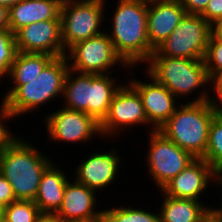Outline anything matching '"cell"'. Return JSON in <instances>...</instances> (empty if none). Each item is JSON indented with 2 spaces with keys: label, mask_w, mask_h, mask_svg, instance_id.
Listing matches in <instances>:
<instances>
[{
  "label": "cell",
  "mask_w": 222,
  "mask_h": 222,
  "mask_svg": "<svg viewBox=\"0 0 222 222\" xmlns=\"http://www.w3.org/2000/svg\"><path fill=\"white\" fill-rule=\"evenodd\" d=\"M85 222H104L103 218H99L97 220L85 221Z\"/></svg>",
  "instance_id": "cell-42"
},
{
  "label": "cell",
  "mask_w": 222,
  "mask_h": 222,
  "mask_svg": "<svg viewBox=\"0 0 222 222\" xmlns=\"http://www.w3.org/2000/svg\"><path fill=\"white\" fill-rule=\"evenodd\" d=\"M5 207L0 204V222L4 220Z\"/></svg>",
  "instance_id": "cell-41"
},
{
  "label": "cell",
  "mask_w": 222,
  "mask_h": 222,
  "mask_svg": "<svg viewBox=\"0 0 222 222\" xmlns=\"http://www.w3.org/2000/svg\"><path fill=\"white\" fill-rule=\"evenodd\" d=\"M15 195L8 180L0 173V204L8 206L15 201Z\"/></svg>",
  "instance_id": "cell-31"
},
{
  "label": "cell",
  "mask_w": 222,
  "mask_h": 222,
  "mask_svg": "<svg viewBox=\"0 0 222 222\" xmlns=\"http://www.w3.org/2000/svg\"><path fill=\"white\" fill-rule=\"evenodd\" d=\"M36 222H62L55 214H42Z\"/></svg>",
  "instance_id": "cell-37"
},
{
  "label": "cell",
  "mask_w": 222,
  "mask_h": 222,
  "mask_svg": "<svg viewBox=\"0 0 222 222\" xmlns=\"http://www.w3.org/2000/svg\"><path fill=\"white\" fill-rule=\"evenodd\" d=\"M203 159L216 171L222 169V117L216 114L211 122L207 149Z\"/></svg>",
  "instance_id": "cell-25"
},
{
  "label": "cell",
  "mask_w": 222,
  "mask_h": 222,
  "mask_svg": "<svg viewBox=\"0 0 222 222\" xmlns=\"http://www.w3.org/2000/svg\"><path fill=\"white\" fill-rule=\"evenodd\" d=\"M211 93H222V73L211 81Z\"/></svg>",
  "instance_id": "cell-36"
},
{
  "label": "cell",
  "mask_w": 222,
  "mask_h": 222,
  "mask_svg": "<svg viewBox=\"0 0 222 222\" xmlns=\"http://www.w3.org/2000/svg\"><path fill=\"white\" fill-rule=\"evenodd\" d=\"M213 26L222 20V0H210L205 10L200 14Z\"/></svg>",
  "instance_id": "cell-30"
},
{
  "label": "cell",
  "mask_w": 222,
  "mask_h": 222,
  "mask_svg": "<svg viewBox=\"0 0 222 222\" xmlns=\"http://www.w3.org/2000/svg\"><path fill=\"white\" fill-rule=\"evenodd\" d=\"M73 179H70L72 182L68 180L62 205L55 215L62 222H85L101 218L103 210L99 209L97 191Z\"/></svg>",
  "instance_id": "cell-16"
},
{
  "label": "cell",
  "mask_w": 222,
  "mask_h": 222,
  "mask_svg": "<svg viewBox=\"0 0 222 222\" xmlns=\"http://www.w3.org/2000/svg\"><path fill=\"white\" fill-rule=\"evenodd\" d=\"M214 172L215 170L203 158H195L184 170L165 185L161 191L165 195L174 198L203 201L201 199L206 198L203 196L207 195L208 191H211L207 189L212 187Z\"/></svg>",
  "instance_id": "cell-15"
},
{
  "label": "cell",
  "mask_w": 222,
  "mask_h": 222,
  "mask_svg": "<svg viewBox=\"0 0 222 222\" xmlns=\"http://www.w3.org/2000/svg\"><path fill=\"white\" fill-rule=\"evenodd\" d=\"M0 105V149L6 147L19 133L11 131L9 126L7 125L9 120L13 122V116L7 110L4 102L1 100ZM7 123V124H6Z\"/></svg>",
  "instance_id": "cell-29"
},
{
  "label": "cell",
  "mask_w": 222,
  "mask_h": 222,
  "mask_svg": "<svg viewBox=\"0 0 222 222\" xmlns=\"http://www.w3.org/2000/svg\"><path fill=\"white\" fill-rule=\"evenodd\" d=\"M112 74H92L91 104H88V115L94 117L99 123L107 116L111 101L122 86ZM120 82V83H118Z\"/></svg>",
  "instance_id": "cell-22"
},
{
  "label": "cell",
  "mask_w": 222,
  "mask_h": 222,
  "mask_svg": "<svg viewBox=\"0 0 222 222\" xmlns=\"http://www.w3.org/2000/svg\"><path fill=\"white\" fill-rule=\"evenodd\" d=\"M199 222H222V220L210 211Z\"/></svg>",
  "instance_id": "cell-39"
},
{
  "label": "cell",
  "mask_w": 222,
  "mask_h": 222,
  "mask_svg": "<svg viewBox=\"0 0 222 222\" xmlns=\"http://www.w3.org/2000/svg\"><path fill=\"white\" fill-rule=\"evenodd\" d=\"M9 28V7L0 4V29Z\"/></svg>",
  "instance_id": "cell-34"
},
{
  "label": "cell",
  "mask_w": 222,
  "mask_h": 222,
  "mask_svg": "<svg viewBox=\"0 0 222 222\" xmlns=\"http://www.w3.org/2000/svg\"><path fill=\"white\" fill-rule=\"evenodd\" d=\"M216 114L211 100L199 103L181 101L158 131L194 158H203L207 149L209 128Z\"/></svg>",
  "instance_id": "cell-5"
},
{
  "label": "cell",
  "mask_w": 222,
  "mask_h": 222,
  "mask_svg": "<svg viewBox=\"0 0 222 222\" xmlns=\"http://www.w3.org/2000/svg\"><path fill=\"white\" fill-rule=\"evenodd\" d=\"M145 65V71L159 84L164 85L179 101L185 97V103L211 100L212 82L208 77L204 60L150 56Z\"/></svg>",
  "instance_id": "cell-4"
},
{
  "label": "cell",
  "mask_w": 222,
  "mask_h": 222,
  "mask_svg": "<svg viewBox=\"0 0 222 222\" xmlns=\"http://www.w3.org/2000/svg\"><path fill=\"white\" fill-rule=\"evenodd\" d=\"M76 74V75H75ZM92 74L80 73L69 69L63 88V106L88 114V104H91Z\"/></svg>",
  "instance_id": "cell-21"
},
{
  "label": "cell",
  "mask_w": 222,
  "mask_h": 222,
  "mask_svg": "<svg viewBox=\"0 0 222 222\" xmlns=\"http://www.w3.org/2000/svg\"><path fill=\"white\" fill-rule=\"evenodd\" d=\"M55 163L43 173L34 200L42 214H55L58 211L63 202L66 184L72 178V175L68 178L65 169Z\"/></svg>",
  "instance_id": "cell-19"
},
{
  "label": "cell",
  "mask_w": 222,
  "mask_h": 222,
  "mask_svg": "<svg viewBox=\"0 0 222 222\" xmlns=\"http://www.w3.org/2000/svg\"><path fill=\"white\" fill-rule=\"evenodd\" d=\"M35 146L17 135L1 150L0 173L11 185L16 200L34 201L43 173L54 162L50 154Z\"/></svg>",
  "instance_id": "cell-3"
},
{
  "label": "cell",
  "mask_w": 222,
  "mask_h": 222,
  "mask_svg": "<svg viewBox=\"0 0 222 222\" xmlns=\"http://www.w3.org/2000/svg\"><path fill=\"white\" fill-rule=\"evenodd\" d=\"M41 215L34 201L15 200L5 206L4 219L7 222H36Z\"/></svg>",
  "instance_id": "cell-26"
},
{
  "label": "cell",
  "mask_w": 222,
  "mask_h": 222,
  "mask_svg": "<svg viewBox=\"0 0 222 222\" xmlns=\"http://www.w3.org/2000/svg\"><path fill=\"white\" fill-rule=\"evenodd\" d=\"M160 192L162 203L157 210L160 222H199L210 212L211 204L207 202L174 198Z\"/></svg>",
  "instance_id": "cell-20"
},
{
  "label": "cell",
  "mask_w": 222,
  "mask_h": 222,
  "mask_svg": "<svg viewBox=\"0 0 222 222\" xmlns=\"http://www.w3.org/2000/svg\"><path fill=\"white\" fill-rule=\"evenodd\" d=\"M208 77L212 81L222 73V42L211 34L204 58Z\"/></svg>",
  "instance_id": "cell-28"
},
{
  "label": "cell",
  "mask_w": 222,
  "mask_h": 222,
  "mask_svg": "<svg viewBox=\"0 0 222 222\" xmlns=\"http://www.w3.org/2000/svg\"><path fill=\"white\" fill-rule=\"evenodd\" d=\"M212 34L222 42V23H216L212 26Z\"/></svg>",
  "instance_id": "cell-38"
},
{
  "label": "cell",
  "mask_w": 222,
  "mask_h": 222,
  "mask_svg": "<svg viewBox=\"0 0 222 222\" xmlns=\"http://www.w3.org/2000/svg\"><path fill=\"white\" fill-rule=\"evenodd\" d=\"M117 149L112 147L109 151L105 148L102 151H92L75 167L73 173L75 180L99 194L102 190L104 192L106 189L110 190V186L116 184L118 178H122L120 174L124 167L123 158L119 156L120 152Z\"/></svg>",
  "instance_id": "cell-12"
},
{
  "label": "cell",
  "mask_w": 222,
  "mask_h": 222,
  "mask_svg": "<svg viewBox=\"0 0 222 222\" xmlns=\"http://www.w3.org/2000/svg\"><path fill=\"white\" fill-rule=\"evenodd\" d=\"M113 11L108 18L110 29L105 31L116 53L129 67L137 69L155 50L148 40V0H118Z\"/></svg>",
  "instance_id": "cell-1"
},
{
  "label": "cell",
  "mask_w": 222,
  "mask_h": 222,
  "mask_svg": "<svg viewBox=\"0 0 222 222\" xmlns=\"http://www.w3.org/2000/svg\"><path fill=\"white\" fill-rule=\"evenodd\" d=\"M62 0H20L9 7V28L15 34L29 24L60 19Z\"/></svg>",
  "instance_id": "cell-18"
},
{
  "label": "cell",
  "mask_w": 222,
  "mask_h": 222,
  "mask_svg": "<svg viewBox=\"0 0 222 222\" xmlns=\"http://www.w3.org/2000/svg\"><path fill=\"white\" fill-rule=\"evenodd\" d=\"M112 206L107 209H103L102 218L104 222H160L159 212L150 211L149 208L143 209L141 206L134 207L125 204L119 207ZM147 209V210H146Z\"/></svg>",
  "instance_id": "cell-24"
},
{
  "label": "cell",
  "mask_w": 222,
  "mask_h": 222,
  "mask_svg": "<svg viewBox=\"0 0 222 222\" xmlns=\"http://www.w3.org/2000/svg\"><path fill=\"white\" fill-rule=\"evenodd\" d=\"M17 53L14 33L10 28L0 29V81L9 75Z\"/></svg>",
  "instance_id": "cell-27"
},
{
  "label": "cell",
  "mask_w": 222,
  "mask_h": 222,
  "mask_svg": "<svg viewBox=\"0 0 222 222\" xmlns=\"http://www.w3.org/2000/svg\"><path fill=\"white\" fill-rule=\"evenodd\" d=\"M210 0H180L186 14L200 15Z\"/></svg>",
  "instance_id": "cell-32"
},
{
  "label": "cell",
  "mask_w": 222,
  "mask_h": 222,
  "mask_svg": "<svg viewBox=\"0 0 222 222\" xmlns=\"http://www.w3.org/2000/svg\"><path fill=\"white\" fill-rule=\"evenodd\" d=\"M145 127L149 132L148 119L138 91L127 81L115 93L107 116L100 123V131L105 139L117 138L132 128ZM147 128V129H146ZM124 131V132H123ZM121 133V134H120ZM109 137V138H108Z\"/></svg>",
  "instance_id": "cell-10"
},
{
  "label": "cell",
  "mask_w": 222,
  "mask_h": 222,
  "mask_svg": "<svg viewBox=\"0 0 222 222\" xmlns=\"http://www.w3.org/2000/svg\"><path fill=\"white\" fill-rule=\"evenodd\" d=\"M65 56L69 69L80 73L111 74L118 66L119 71L121 67L127 68L126 71L131 74L134 71L133 67H129L116 53L106 31L75 43L66 51Z\"/></svg>",
  "instance_id": "cell-8"
},
{
  "label": "cell",
  "mask_w": 222,
  "mask_h": 222,
  "mask_svg": "<svg viewBox=\"0 0 222 222\" xmlns=\"http://www.w3.org/2000/svg\"><path fill=\"white\" fill-rule=\"evenodd\" d=\"M212 26L201 15L185 14L177 27L151 56L204 60Z\"/></svg>",
  "instance_id": "cell-7"
},
{
  "label": "cell",
  "mask_w": 222,
  "mask_h": 222,
  "mask_svg": "<svg viewBox=\"0 0 222 222\" xmlns=\"http://www.w3.org/2000/svg\"><path fill=\"white\" fill-rule=\"evenodd\" d=\"M108 1V0H107ZM106 0H64L61 5V39L65 51L75 43L105 31ZM102 29V30H101Z\"/></svg>",
  "instance_id": "cell-6"
},
{
  "label": "cell",
  "mask_w": 222,
  "mask_h": 222,
  "mask_svg": "<svg viewBox=\"0 0 222 222\" xmlns=\"http://www.w3.org/2000/svg\"><path fill=\"white\" fill-rule=\"evenodd\" d=\"M18 52L47 54L54 57L66 55L61 39V19H50L29 24L15 34Z\"/></svg>",
  "instance_id": "cell-14"
},
{
  "label": "cell",
  "mask_w": 222,
  "mask_h": 222,
  "mask_svg": "<svg viewBox=\"0 0 222 222\" xmlns=\"http://www.w3.org/2000/svg\"><path fill=\"white\" fill-rule=\"evenodd\" d=\"M54 58L52 55L18 52L5 79L31 80Z\"/></svg>",
  "instance_id": "cell-23"
},
{
  "label": "cell",
  "mask_w": 222,
  "mask_h": 222,
  "mask_svg": "<svg viewBox=\"0 0 222 222\" xmlns=\"http://www.w3.org/2000/svg\"><path fill=\"white\" fill-rule=\"evenodd\" d=\"M146 169L152 183L160 191L195 158L158 130L147 133ZM149 141V142H148Z\"/></svg>",
  "instance_id": "cell-9"
},
{
  "label": "cell",
  "mask_w": 222,
  "mask_h": 222,
  "mask_svg": "<svg viewBox=\"0 0 222 222\" xmlns=\"http://www.w3.org/2000/svg\"><path fill=\"white\" fill-rule=\"evenodd\" d=\"M142 75H146L145 80L141 77H131L127 81L138 91L142 99L151 132L158 130L171 117L180 101L146 71Z\"/></svg>",
  "instance_id": "cell-13"
},
{
  "label": "cell",
  "mask_w": 222,
  "mask_h": 222,
  "mask_svg": "<svg viewBox=\"0 0 222 222\" xmlns=\"http://www.w3.org/2000/svg\"><path fill=\"white\" fill-rule=\"evenodd\" d=\"M20 0H0V4H3L7 7H10L14 4H16L17 2H19Z\"/></svg>",
  "instance_id": "cell-40"
},
{
  "label": "cell",
  "mask_w": 222,
  "mask_h": 222,
  "mask_svg": "<svg viewBox=\"0 0 222 222\" xmlns=\"http://www.w3.org/2000/svg\"><path fill=\"white\" fill-rule=\"evenodd\" d=\"M213 183H215L213 185H216V184H217L216 186L219 185L218 187L221 189V191L219 190L218 193H215V195L220 193L219 201L221 202L220 203L218 202L219 205L217 207L214 206V204H212L210 207V211L213 214L217 215L222 220V169L216 170L214 172Z\"/></svg>",
  "instance_id": "cell-33"
},
{
  "label": "cell",
  "mask_w": 222,
  "mask_h": 222,
  "mask_svg": "<svg viewBox=\"0 0 222 222\" xmlns=\"http://www.w3.org/2000/svg\"><path fill=\"white\" fill-rule=\"evenodd\" d=\"M211 95V101L215 105L216 112L220 117H222V93H212Z\"/></svg>",
  "instance_id": "cell-35"
},
{
  "label": "cell",
  "mask_w": 222,
  "mask_h": 222,
  "mask_svg": "<svg viewBox=\"0 0 222 222\" xmlns=\"http://www.w3.org/2000/svg\"><path fill=\"white\" fill-rule=\"evenodd\" d=\"M186 14L180 0H148L147 32L155 49L169 37Z\"/></svg>",
  "instance_id": "cell-17"
},
{
  "label": "cell",
  "mask_w": 222,
  "mask_h": 222,
  "mask_svg": "<svg viewBox=\"0 0 222 222\" xmlns=\"http://www.w3.org/2000/svg\"><path fill=\"white\" fill-rule=\"evenodd\" d=\"M44 125L49 143H66L68 145L84 144L94 141L96 136L103 138L100 131V123L91 115L82 111L60 107L58 110L45 114ZM94 138V139H93ZM89 141V142H88ZM66 142V143H65Z\"/></svg>",
  "instance_id": "cell-11"
},
{
  "label": "cell",
  "mask_w": 222,
  "mask_h": 222,
  "mask_svg": "<svg viewBox=\"0 0 222 222\" xmlns=\"http://www.w3.org/2000/svg\"><path fill=\"white\" fill-rule=\"evenodd\" d=\"M68 71L66 56L54 57L33 79L8 80L10 84L7 83L5 87H11L4 89L7 93H4L1 100L14 119L26 114L30 116L33 111L36 113L42 110L40 107L45 108L49 103L52 104V100L62 98Z\"/></svg>",
  "instance_id": "cell-2"
}]
</instances>
